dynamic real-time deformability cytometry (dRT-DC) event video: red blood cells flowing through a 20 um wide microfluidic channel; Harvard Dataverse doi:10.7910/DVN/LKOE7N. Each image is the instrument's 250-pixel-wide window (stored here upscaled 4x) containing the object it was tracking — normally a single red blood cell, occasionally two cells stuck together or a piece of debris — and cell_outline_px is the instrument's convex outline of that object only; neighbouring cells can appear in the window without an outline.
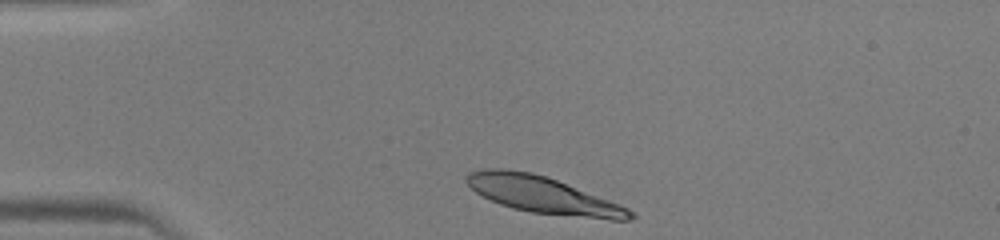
{"species": "human", "species_latin": "Homo sapiens", "temperature_condition": "warm", "stored_images_in_passage": 31, "camera_frame_rate_fps": 3000, "um_per_image_px": 0.085, "donor": {"sex": "male"}, "frame": {"image": 1, "passage_image": 1, "time_ms": 0.0, "image_size_px": [1000, 240], "cell_outline_px": [[636, 216], [632, 220], [612, 220], [532, 212], [512, 208], [500, 204], [476, 192], [464, 180], [464, 176], [468, 172], [484, 168], [504, 168], [532, 172], [556, 180], [620, 204], [628, 208]], "centroid_in_image_um": [46.13, 16.56], "position_along_channel_um": 38.9, "area_um2": 34.8}}
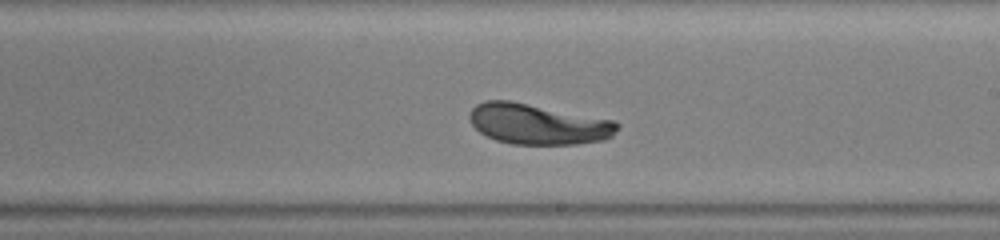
{"frame": {"image": 2, "passage_image": 18, "time_ms": 5.667, "image_size_px": [1000, 240], "cell_outline_px": [[620, 128], [612, 136], [604, 140], [576, 144], [512, 144], [496, 140], [480, 132], [472, 124], [468, 116], [472, 108], [476, 104], [484, 100], [508, 100], [612, 120], [620, 124]], "centroid_in_image_um": [45.72, 10.55], "position_along_channel_um": 243.3, "area_um2": 34.68}}
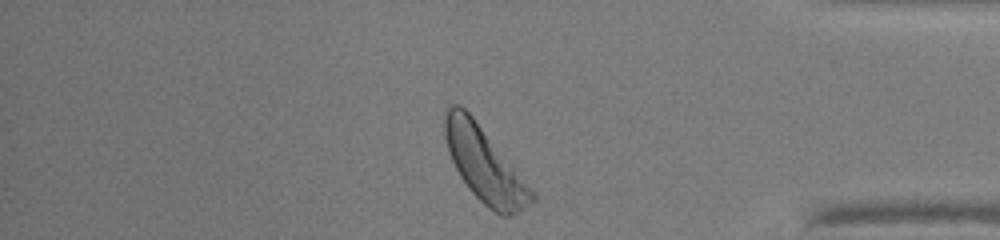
{"frame": {"image": 3, "passage_image": 30, "time_ms": 9.667, "image_size_px": [1000, 240], "cell_outline_px": [[536, 200], [512, 216], [500, 216], [488, 208], [468, 188], [460, 176], [452, 160], [444, 136], [444, 120], [448, 108], [452, 104], [460, 104], [472, 116], [536, 196]], "centroid_in_image_um": [41.16, 14.03], "position_along_channel_um": 394.0, "area_um2": 36.53}}